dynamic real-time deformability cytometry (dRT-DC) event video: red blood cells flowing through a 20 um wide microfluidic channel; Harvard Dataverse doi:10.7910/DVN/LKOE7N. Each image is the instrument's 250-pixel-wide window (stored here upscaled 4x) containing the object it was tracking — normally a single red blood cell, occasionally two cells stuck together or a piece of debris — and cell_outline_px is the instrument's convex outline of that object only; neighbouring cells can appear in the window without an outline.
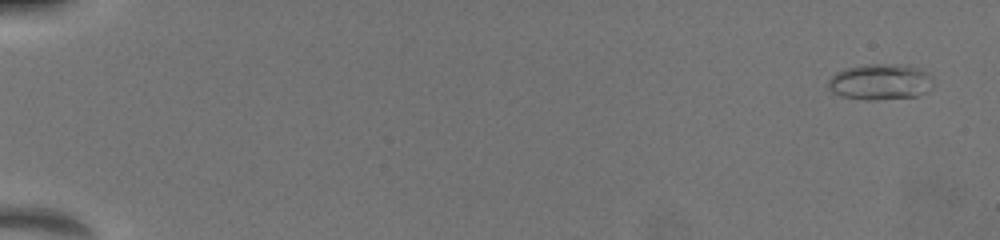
{"species": "common noctule bat (a hibernating species)", "species_latin": "Nyctalus noctula", "temperature_condition": "warm", "stored_images_in_passage": 13, "camera_frame_rate_fps": 3000, "um_per_image_px": 0.085, "animal": {"sex": "female", "body_mass_g": 19.5, "forearm_length_mm": 54.1}, "frame": {"image": 1, "passage_image": 4, "time_ms": 0.667, "image_size_px": [1000, 240], "cell_outline_px": [[932, 84], [928, 92], [916, 96], [876, 100], [868, 100], [840, 96], [832, 92], [828, 88], [828, 80], [836, 72], [844, 68], [864, 64], [908, 64], [920, 68], [928, 72]], "centroid_in_image_um": [74.81, 6.94], "position_along_channel_um": 10.2, "area_um2": 22.31}}